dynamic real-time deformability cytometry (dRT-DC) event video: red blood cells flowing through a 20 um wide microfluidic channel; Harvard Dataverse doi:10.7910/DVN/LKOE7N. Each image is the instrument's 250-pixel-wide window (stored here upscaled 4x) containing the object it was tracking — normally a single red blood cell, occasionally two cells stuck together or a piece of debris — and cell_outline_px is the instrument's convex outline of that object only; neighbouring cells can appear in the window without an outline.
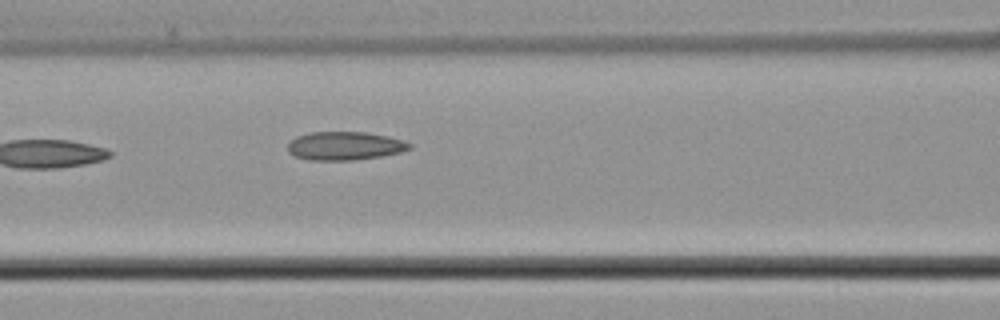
{"species": "common noctule bat (a hibernating species)", "species_latin": "Nyctalus noctula", "temperature_condition": "cold", "stored_images_in_passage": 4, "segment_of_instrument_passage": [1, 2], "camera_frame_rate_fps": 3000, "um_per_image_px": 0.085, "animal": {"sex": "male", "body_mass_g": 21.5, "forearm_length_mm": 52.0}, "frame": {"image": 1, "passage_image": 3, "time_ms": 2.333, "image_size_px": [1000, 320], "cell_outline_px": [[412, 148], [400, 152], [380, 156], [352, 160], [308, 160], [296, 156], [288, 152], [288, 144], [296, 136], [308, 132], [368, 132], [388, 136], [404, 140], [412, 144]], "centroid_in_image_um": [29.32, 12.39], "position_along_channel_um": 137.3, "area_um2": 20.23}}